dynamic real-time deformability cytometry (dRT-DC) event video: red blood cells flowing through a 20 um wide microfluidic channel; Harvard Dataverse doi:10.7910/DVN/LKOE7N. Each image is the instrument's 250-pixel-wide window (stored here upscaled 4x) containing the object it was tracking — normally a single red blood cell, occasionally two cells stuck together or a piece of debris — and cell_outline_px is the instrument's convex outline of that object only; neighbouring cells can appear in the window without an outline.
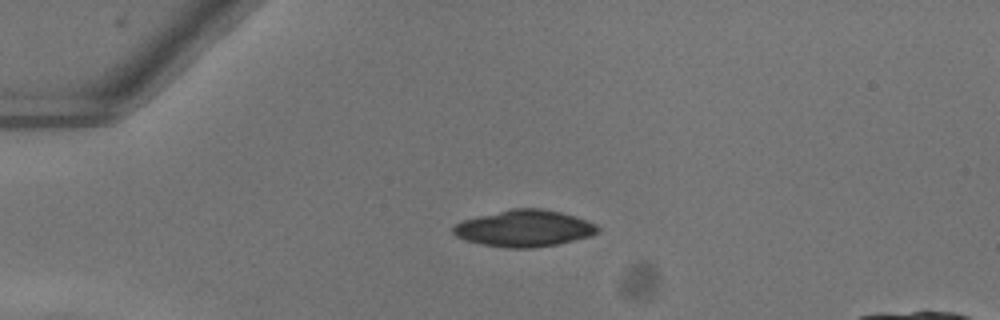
{"species": "common noctule bat (a hibernating species)", "species_latin": "Nyctalus noctula", "temperature_condition": "warm", "stored_images_in_passage": 41, "segment_of_instrument_passage": [1, 2], "camera_frame_rate_fps": 3000, "um_per_image_px": 0.085, "animal": {"sex": "female"}, "frame": {"image": 1, "passage_image": 1, "time_ms": 0.0, "image_size_px": [1000, 320], "cell_outline_px": [[600, 228], [592, 236], [556, 244], [532, 248], [504, 248], [480, 244], [464, 240], [456, 236], [452, 232], [452, 228], [460, 220], [512, 208], [544, 208], [576, 216], [596, 224]], "centroid_in_image_um": [44.53, 19.41], "position_along_channel_um": 40.5, "area_um2": 31.04}}
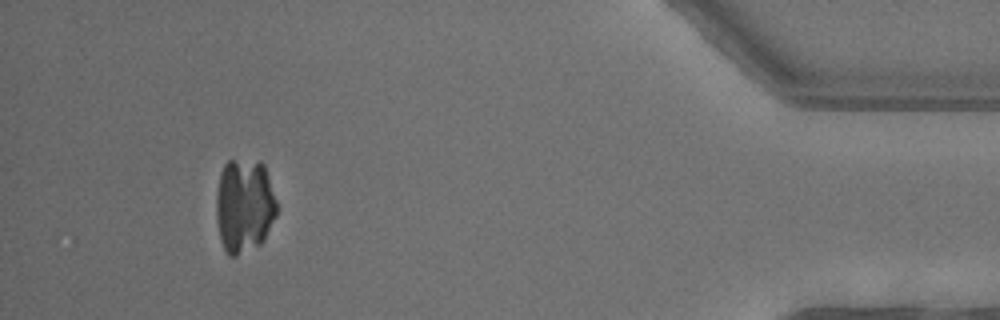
{"frame": {"image": 2, "passage_image": 36, "time_ms": 11.667, "image_size_px": [1000, 320], "cell_outline_px": [[276, 216], [264, 240], [260, 244], [236, 256], [228, 256], [220, 240], [216, 220], [216, 196], [220, 172], [224, 164], [228, 160], [260, 160], [264, 164], [276, 200]], "centroid_in_image_um": [20.75, 17.47], "position_along_channel_um": 414.5, "area_um2": 33.58}}